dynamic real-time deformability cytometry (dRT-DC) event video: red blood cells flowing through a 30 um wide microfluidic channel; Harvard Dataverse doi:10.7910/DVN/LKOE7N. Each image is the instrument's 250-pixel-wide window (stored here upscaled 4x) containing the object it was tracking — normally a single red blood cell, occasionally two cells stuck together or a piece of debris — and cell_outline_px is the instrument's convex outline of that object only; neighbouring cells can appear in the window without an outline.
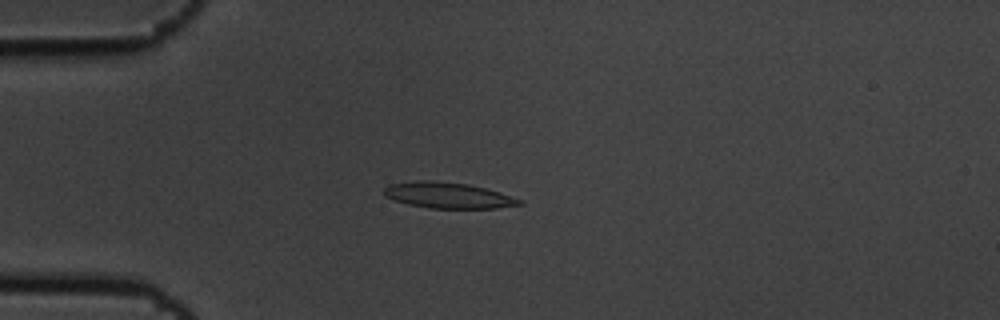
{"species": "common noctule bat (a hibernating species)", "species_latin": "Nyctalus noctula", "temperature_condition": "cold", "stored_images_in_passage": 7, "camera_frame_rate_fps": 3000, "um_per_image_px": 0.085, "animal": {"sex": "male", "body_mass_g": 19.5, "forearm_length_mm": 54.6}, "frame": {"image": 1, "passage_image": 5, "time_ms": 1.333, "image_size_px": [1000, 320], "cell_outline_px": [[524, 204], [496, 208], [432, 208], [408, 204], [384, 196], [384, 188], [388, 184], [416, 180], [428, 180], [468, 184], [484, 188], [524, 200]], "centroid_in_image_um": [38.07, 16.6], "position_along_channel_um": 46.9, "area_um2": 20.29}}
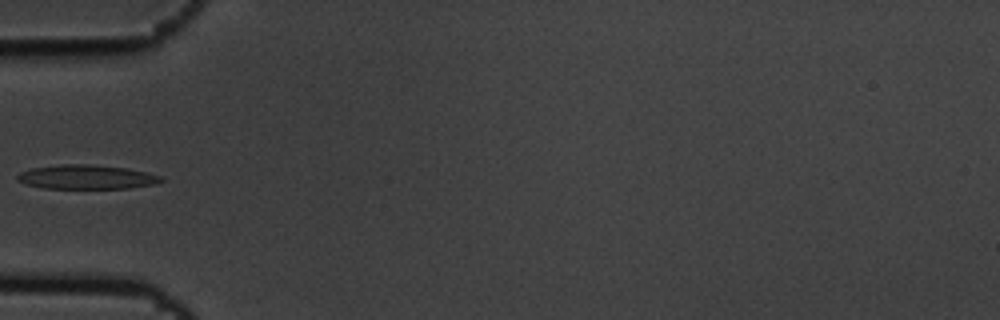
{"frame": {"image": 2, "passage_image": 6, "time_ms": 1.667, "image_size_px": [1000, 320], "cell_outline_px": [[164, 180], [156, 184], [128, 188], [44, 188], [28, 184], [16, 180], [16, 176], [20, 172], [32, 168], [64, 164], [92, 164], [128, 168], [148, 172], [160, 176]], "centroid_in_image_um": [7.38, 15.04], "position_along_channel_um": 77.6, "area_um2": 20.23}}
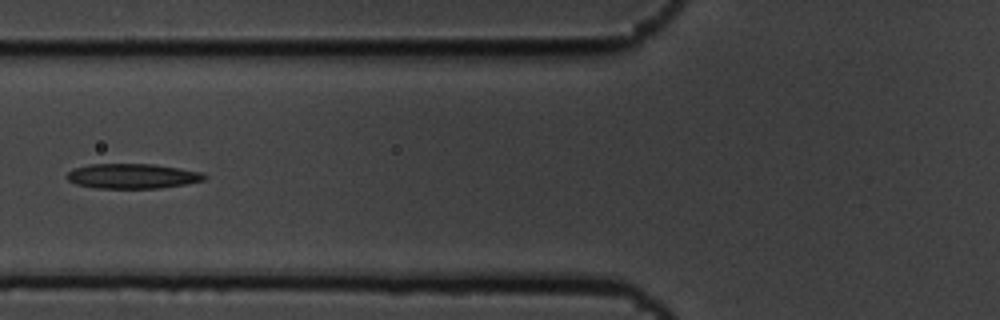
{"frame": {"image": 3, "passage_image": 7, "time_ms": 2.0, "image_size_px": [1000, 320], "cell_outline_px": [[208, 176], [204, 180], [184, 184], [160, 188], [96, 188], [76, 184], [68, 180], [68, 172], [72, 168], [88, 164], [152, 164], [204, 172]], "centroid_in_image_um": [11.26, 14.96], "position_along_channel_um": 114.5, "area_um2": 19.94}}